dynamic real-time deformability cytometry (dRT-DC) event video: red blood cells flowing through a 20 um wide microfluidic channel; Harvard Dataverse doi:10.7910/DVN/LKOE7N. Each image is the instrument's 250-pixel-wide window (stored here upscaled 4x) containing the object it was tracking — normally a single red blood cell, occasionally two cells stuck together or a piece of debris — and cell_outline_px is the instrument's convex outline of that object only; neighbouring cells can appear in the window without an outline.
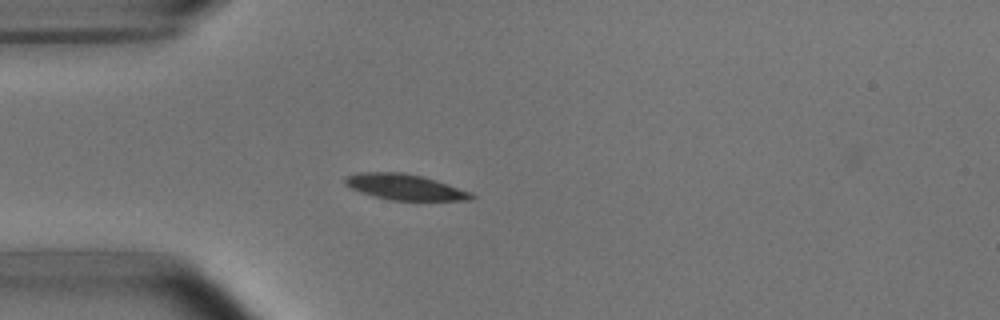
{"species": "common noctule bat (a hibernating species)", "species_latin": "Nyctalus noctula", "temperature_condition": "room temperature", "stored_images_in_passage": 3, "camera_frame_rate_fps": 3000, "um_per_image_px": 0.085, "animal": {"sex": "male", "body_mass_g": 15.6}, "frame": {"image": 1, "passage_image": 2, "time_ms": 1.333, "image_size_px": [1000, 320], "cell_outline_px": [[476, 196], [472, 200], [388, 200], [360, 192], [344, 184], [344, 176], [360, 172], [400, 172], [424, 176], [472, 192]], "centroid_in_image_um": [34.41, 15.89], "position_along_channel_um": 50.6, "area_um2": 19.07}}